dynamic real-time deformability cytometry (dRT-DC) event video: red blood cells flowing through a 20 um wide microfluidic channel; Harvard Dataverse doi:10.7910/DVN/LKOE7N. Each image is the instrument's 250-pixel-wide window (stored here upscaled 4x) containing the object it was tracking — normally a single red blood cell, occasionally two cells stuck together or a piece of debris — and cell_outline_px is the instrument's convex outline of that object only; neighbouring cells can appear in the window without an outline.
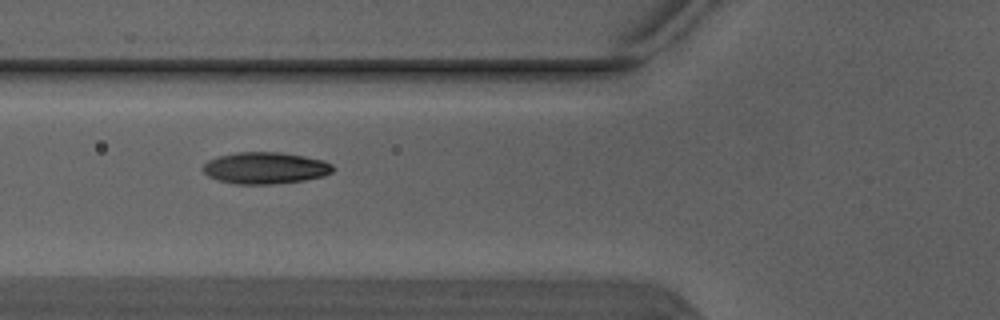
{"species": "Egyptian fruit bat (a non-hibernating species)", "species_latin": "Rousettus aegyptiacus", "temperature_condition": "warm", "stored_images_in_passage": 7, "camera_frame_rate_fps": 3000, "um_per_image_px": 0.085, "animal": {"sex": "male"}, "frame": {"image": 1, "passage_image": 6, "time_ms": 1.667, "image_size_px": [1000, 320], "cell_outline_px": [[336, 168], [332, 172], [324, 176], [304, 180], [272, 184], [236, 184], [220, 180], [208, 176], [200, 168], [208, 160], [220, 156], [236, 152], [280, 152], [304, 156], [324, 160], [332, 164]], "centroid_in_image_um": [22.57, 14.27], "position_along_channel_um": 103.2, "area_um2": 24.04}}